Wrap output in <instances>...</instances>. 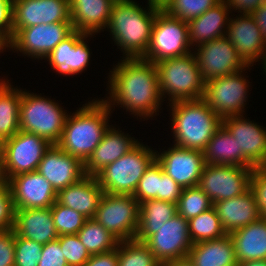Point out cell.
<instances>
[{
  "mask_svg": "<svg viewBox=\"0 0 266 266\" xmlns=\"http://www.w3.org/2000/svg\"><path fill=\"white\" fill-rule=\"evenodd\" d=\"M122 59L109 73L110 96L102 100L110 109L121 105L137 118L139 116L147 120L157 115L163 99L156 65L143 58Z\"/></svg>",
  "mask_w": 266,
  "mask_h": 266,
  "instance_id": "6da1fadb",
  "label": "cell"
},
{
  "mask_svg": "<svg viewBox=\"0 0 266 266\" xmlns=\"http://www.w3.org/2000/svg\"><path fill=\"white\" fill-rule=\"evenodd\" d=\"M148 5V9H143L134 0L113 4L107 28L125 54L124 58H142L148 49L159 9L150 3Z\"/></svg>",
  "mask_w": 266,
  "mask_h": 266,
  "instance_id": "7a4b0ae2",
  "label": "cell"
},
{
  "mask_svg": "<svg viewBox=\"0 0 266 266\" xmlns=\"http://www.w3.org/2000/svg\"><path fill=\"white\" fill-rule=\"evenodd\" d=\"M111 110L101 99L83 104L75 113L68 114L57 145L85 163L110 126Z\"/></svg>",
  "mask_w": 266,
  "mask_h": 266,
  "instance_id": "3957f363",
  "label": "cell"
},
{
  "mask_svg": "<svg viewBox=\"0 0 266 266\" xmlns=\"http://www.w3.org/2000/svg\"><path fill=\"white\" fill-rule=\"evenodd\" d=\"M169 106L172 111L173 145L203 151L221 127L222 119L203 99L177 101Z\"/></svg>",
  "mask_w": 266,
  "mask_h": 266,
  "instance_id": "277c9868",
  "label": "cell"
},
{
  "mask_svg": "<svg viewBox=\"0 0 266 266\" xmlns=\"http://www.w3.org/2000/svg\"><path fill=\"white\" fill-rule=\"evenodd\" d=\"M155 65L162 99L166 98V94L170 103L203 98L205 83L193 52Z\"/></svg>",
  "mask_w": 266,
  "mask_h": 266,
  "instance_id": "5b68a950",
  "label": "cell"
},
{
  "mask_svg": "<svg viewBox=\"0 0 266 266\" xmlns=\"http://www.w3.org/2000/svg\"><path fill=\"white\" fill-rule=\"evenodd\" d=\"M155 159V150L139 142L128 153L107 165L96 178L105 193L133 195L145 170Z\"/></svg>",
  "mask_w": 266,
  "mask_h": 266,
  "instance_id": "8992f818",
  "label": "cell"
},
{
  "mask_svg": "<svg viewBox=\"0 0 266 266\" xmlns=\"http://www.w3.org/2000/svg\"><path fill=\"white\" fill-rule=\"evenodd\" d=\"M20 130L57 144L62 136L68 113L57 102L22 90Z\"/></svg>",
  "mask_w": 266,
  "mask_h": 266,
  "instance_id": "52a82bcc",
  "label": "cell"
},
{
  "mask_svg": "<svg viewBox=\"0 0 266 266\" xmlns=\"http://www.w3.org/2000/svg\"><path fill=\"white\" fill-rule=\"evenodd\" d=\"M190 48L187 22L170 16L159 8L148 49L142 58L155 64L165 59L188 55L192 52Z\"/></svg>",
  "mask_w": 266,
  "mask_h": 266,
  "instance_id": "ba28073f",
  "label": "cell"
},
{
  "mask_svg": "<svg viewBox=\"0 0 266 266\" xmlns=\"http://www.w3.org/2000/svg\"><path fill=\"white\" fill-rule=\"evenodd\" d=\"M52 144L38 135L19 130L4 141V153L0 163V178H10L36 171L45 152Z\"/></svg>",
  "mask_w": 266,
  "mask_h": 266,
  "instance_id": "9c48e42d",
  "label": "cell"
},
{
  "mask_svg": "<svg viewBox=\"0 0 266 266\" xmlns=\"http://www.w3.org/2000/svg\"><path fill=\"white\" fill-rule=\"evenodd\" d=\"M120 242L135 239L140 203L133 195L104 193L93 218Z\"/></svg>",
  "mask_w": 266,
  "mask_h": 266,
  "instance_id": "30bf717a",
  "label": "cell"
},
{
  "mask_svg": "<svg viewBox=\"0 0 266 266\" xmlns=\"http://www.w3.org/2000/svg\"><path fill=\"white\" fill-rule=\"evenodd\" d=\"M221 76L205 83L203 100L221 119L243 115L249 82L243 71Z\"/></svg>",
  "mask_w": 266,
  "mask_h": 266,
  "instance_id": "8fae6325",
  "label": "cell"
},
{
  "mask_svg": "<svg viewBox=\"0 0 266 266\" xmlns=\"http://www.w3.org/2000/svg\"><path fill=\"white\" fill-rule=\"evenodd\" d=\"M74 28L71 22H56L18 29L6 43V48L25 56L44 59Z\"/></svg>",
  "mask_w": 266,
  "mask_h": 266,
  "instance_id": "7c38bea8",
  "label": "cell"
},
{
  "mask_svg": "<svg viewBox=\"0 0 266 266\" xmlns=\"http://www.w3.org/2000/svg\"><path fill=\"white\" fill-rule=\"evenodd\" d=\"M252 171L249 167L206 164L198 186L214 204L246 192L250 188Z\"/></svg>",
  "mask_w": 266,
  "mask_h": 266,
  "instance_id": "4fadbf2b",
  "label": "cell"
},
{
  "mask_svg": "<svg viewBox=\"0 0 266 266\" xmlns=\"http://www.w3.org/2000/svg\"><path fill=\"white\" fill-rule=\"evenodd\" d=\"M222 125L237 144V166L261 167L266 160V128L243 115L222 119Z\"/></svg>",
  "mask_w": 266,
  "mask_h": 266,
  "instance_id": "5bb4252c",
  "label": "cell"
},
{
  "mask_svg": "<svg viewBox=\"0 0 266 266\" xmlns=\"http://www.w3.org/2000/svg\"><path fill=\"white\" fill-rule=\"evenodd\" d=\"M193 52L204 83L248 67L226 36L203 43Z\"/></svg>",
  "mask_w": 266,
  "mask_h": 266,
  "instance_id": "9a60e30c",
  "label": "cell"
},
{
  "mask_svg": "<svg viewBox=\"0 0 266 266\" xmlns=\"http://www.w3.org/2000/svg\"><path fill=\"white\" fill-rule=\"evenodd\" d=\"M144 243L161 265L188 257L193 245L189 235L188 221L183 216L176 214L156 228L155 234L151 235Z\"/></svg>",
  "mask_w": 266,
  "mask_h": 266,
  "instance_id": "2e32d148",
  "label": "cell"
},
{
  "mask_svg": "<svg viewBox=\"0 0 266 266\" xmlns=\"http://www.w3.org/2000/svg\"><path fill=\"white\" fill-rule=\"evenodd\" d=\"M71 22L70 0H13L12 36L18 29Z\"/></svg>",
  "mask_w": 266,
  "mask_h": 266,
  "instance_id": "e0dca14e",
  "label": "cell"
},
{
  "mask_svg": "<svg viewBox=\"0 0 266 266\" xmlns=\"http://www.w3.org/2000/svg\"><path fill=\"white\" fill-rule=\"evenodd\" d=\"M156 151V160L163 171L180 187L197 186L206 165L203 151L172 146L167 151Z\"/></svg>",
  "mask_w": 266,
  "mask_h": 266,
  "instance_id": "ac0fdd59",
  "label": "cell"
},
{
  "mask_svg": "<svg viewBox=\"0 0 266 266\" xmlns=\"http://www.w3.org/2000/svg\"><path fill=\"white\" fill-rule=\"evenodd\" d=\"M15 209L49 208L57 199V192L38 171L22 173L10 178Z\"/></svg>",
  "mask_w": 266,
  "mask_h": 266,
  "instance_id": "d6986e66",
  "label": "cell"
},
{
  "mask_svg": "<svg viewBox=\"0 0 266 266\" xmlns=\"http://www.w3.org/2000/svg\"><path fill=\"white\" fill-rule=\"evenodd\" d=\"M58 192L86 176L84 163L52 144L45 152L37 170Z\"/></svg>",
  "mask_w": 266,
  "mask_h": 266,
  "instance_id": "ffe728a7",
  "label": "cell"
},
{
  "mask_svg": "<svg viewBox=\"0 0 266 266\" xmlns=\"http://www.w3.org/2000/svg\"><path fill=\"white\" fill-rule=\"evenodd\" d=\"M239 16L229 19L226 37L236 48L241 59L253 67L254 62H259V59L265 56L266 43L251 14Z\"/></svg>",
  "mask_w": 266,
  "mask_h": 266,
  "instance_id": "44dd1931",
  "label": "cell"
},
{
  "mask_svg": "<svg viewBox=\"0 0 266 266\" xmlns=\"http://www.w3.org/2000/svg\"><path fill=\"white\" fill-rule=\"evenodd\" d=\"M92 35L74 30L45 58L51 69L61 75H74L84 71L89 64L90 49L84 41Z\"/></svg>",
  "mask_w": 266,
  "mask_h": 266,
  "instance_id": "7402d4cb",
  "label": "cell"
},
{
  "mask_svg": "<svg viewBox=\"0 0 266 266\" xmlns=\"http://www.w3.org/2000/svg\"><path fill=\"white\" fill-rule=\"evenodd\" d=\"M139 143L134 137L116 130L113 126L105 131L101 142L84 163L86 175L96 176L107 165L128 153Z\"/></svg>",
  "mask_w": 266,
  "mask_h": 266,
  "instance_id": "603a6c76",
  "label": "cell"
},
{
  "mask_svg": "<svg viewBox=\"0 0 266 266\" xmlns=\"http://www.w3.org/2000/svg\"><path fill=\"white\" fill-rule=\"evenodd\" d=\"M221 226L227 234L254 223L262 216L251 188L231 199L214 203Z\"/></svg>",
  "mask_w": 266,
  "mask_h": 266,
  "instance_id": "cb8c5ba5",
  "label": "cell"
},
{
  "mask_svg": "<svg viewBox=\"0 0 266 266\" xmlns=\"http://www.w3.org/2000/svg\"><path fill=\"white\" fill-rule=\"evenodd\" d=\"M14 233L41 244L57 240L59 235L49 208L15 209Z\"/></svg>",
  "mask_w": 266,
  "mask_h": 266,
  "instance_id": "d4e9b609",
  "label": "cell"
},
{
  "mask_svg": "<svg viewBox=\"0 0 266 266\" xmlns=\"http://www.w3.org/2000/svg\"><path fill=\"white\" fill-rule=\"evenodd\" d=\"M104 193L96 176L86 175L78 182L59 190L56 201L89 219L94 218Z\"/></svg>",
  "mask_w": 266,
  "mask_h": 266,
  "instance_id": "484cf974",
  "label": "cell"
},
{
  "mask_svg": "<svg viewBox=\"0 0 266 266\" xmlns=\"http://www.w3.org/2000/svg\"><path fill=\"white\" fill-rule=\"evenodd\" d=\"M112 0H70L71 23L84 34L99 33L108 26Z\"/></svg>",
  "mask_w": 266,
  "mask_h": 266,
  "instance_id": "4316f807",
  "label": "cell"
},
{
  "mask_svg": "<svg viewBox=\"0 0 266 266\" xmlns=\"http://www.w3.org/2000/svg\"><path fill=\"white\" fill-rule=\"evenodd\" d=\"M228 11L229 7L226 2L221 0L199 17L190 20L187 23L190 45L193 47L196 45L195 47H197L203 43L226 36L230 19Z\"/></svg>",
  "mask_w": 266,
  "mask_h": 266,
  "instance_id": "83f0119b",
  "label": "cell"
},
{
  "mask_svg": "<svg viewBox=\"0 0 266 266\" xmlns=\"http://www.w3.org/2000/svg\"><path fill=\"white\" fill-rule=\"evenodd\" d=\"M233 240L238 263L266 260V218L234 230L229 234Z\"/></svg>",
  "mask_w": 266,
  "mask_h": 266,
  "instance_id": "f1b7e54d",
  "label": "cell"
},
{
  "mask_svg": "<svg viewBox=\"0 0 266 266\" xmlns=\"http://www.w3.org/2000/svg\"><path fill=\"white\" fill-rule=\"evenodd\" d=\"M188 257L194 266H238L234 243L229 234L220 239L193 244Z\"/></svg>",
  "mask_w": 266,
  "mask_h": 266,
  "instance_id": "f546056e",
  "label": "cell"
},
{
  "mask_svg": "<svg viewBox=\"0 0 266 266\" xmlns=\"http://www.w3.org/2000/svg\"><path fill=\"white\" fill-rule=\"evenodd\" d=\"M177 214V204L157 199L140 203V223L135 239L145 242L155 229Z\"/></svg>",
  "mask_w": 266,
  "mask_h": 266,
  "instance_id": "4dcf8cb0",
  "label": "cell"
},
{
  "mask_svg": "<svg viewBox=\"0 0 266 266\" xmlns=\"http://www.w3.org/2000/svg\"><path fill=\"white\" fill-rule=\"evenodd\" d=\"M22 90L13 88L9 80L0 79V137L7 140L20 130Z\"/></svg>",
  "mask_w": 266,
  "mask_h": 266,
  "instance_id": "1f68e13d",
  "label": "cell"
},
{
  "mask_svg": "<svg viewBox=\"0 0 266 266\" xmlns=\"http://www.w3.org/2000/svg\"><path fill=\"white\" fill-rule=\"evenodd\" d=\"M206 164L237 166V144L234 137L221 125L203 150Z\"/></svg>",
  "mask_w": 266,
  "mask_h": 266,
  "instance_id": "d6a6232c",
  "label": "cell"
},
{
  "mask_svg": "<svg viewBox=\"0 0 266 266\" xmlns=\"http://www.w3.org/2000/svg\"><path fill=\"white\" fill-rule=\"evenodd\" d=\"M77 236L90 255L115 250L120 242L93 218L86 220L83 227L78 231Z\"/></svg>",
  "mask_w": 266,
  "mask_h": 266,
  "instance_id": "836d02e7",
  "label": "cell"
},
{
  "mask_svg": "<svg viewBox=\"0 0 266 266\" xmlns=\"http://www.w3.org/2000/svg\"><path fill=\"white\" fill-rule=\"evenodd\" d=\"M188 226L190 239L193 244L201 241L220 239L227 234L221 226L218 213L214 206L188 220Z\"/></svg>",
  "mask_w": 266,
  "mask_h": 266,
  "instance_id": "e575fe53",
  "label": "cell"
},
{
  "mask_svg": "<svg viewBox=\"0 0 266 266\" xmlns=\"http://www.w3.org/2000/svg\"><path fill=\"white\" fill-rule=\"evenodd\" d=\"M118 266H161L147 245L136 239L118 244Z\"/></svg>",
  "mask_w": 266,
  "mask_h": 266,
  "instance_id": "d590c367",
  "label": "cell"
},
{
  "mask_svg": "<svg viewBox=\"0 0 266 266\" xmlns=\"http://www.w3.org/2000/svg\"><path fill=\"white\" fill-rule=\"evenodd\" d=\"M213 206L211 199L198 185L187 187L182 190L181 197L177 202V214L188 221Z\"/></svg>",
  "mask_w": 266,
  "mask_h": 266,
  "instance_id": "8d00e7d4",
  "label": "cell"
},
{
  "mask_svg": "<svg viewBox=\"0 0 266 266\" xmlns=\"http://www.w3.org/2000/svg\"><path fill=\"white\" fill-rule=\"evenodd\" d=\"M221 0H169L162 8L167 14L189 22L199 17Z\"/></svg>",
  "mask_w": 266,
  "mask_h": 266,
  "instance_id": "74e56055",
  "label": "cell"
},
{
  "mask_svg": "<svg viewBox=\"0 0 266 266\" xmlns=\"http://www.w3.org/2000/svg\"><path fill=\"white\" fill-rule=\"evenodd\" d=\"M51 213L59 236L77 234L88 219L80 212L65 207L57 201L51 207Z\"/></svg>",
  "mask_w": 266,
  "mask_h": 266,
  "instance_id": "f35d334b",
  "label": "cell"
},
{
  "mask_svg": "<svg viewBox=\"0 0 266 266\" xmlns=\"http://www.w3.org/2000/svg\"><path fill=\"white\" fill-rule=\"evenodd\" d=\"M161 180V165L155 159L145 170V173L139 180L133 196L139 203L145 200H159V186Z\"/></svg>",
  "mask_w": 266,
  "mask_h": 266,
  "instance_id": "ab89813d",
  "label": "cell"
},
{
  "mask_svg": "<svg viewBox=\"0 0 266 266\" xmlns=\"http://www.w3.org/2000/svg\"><path fill=\"white\" fill-rule=\"evenodd\" d=\"M14 266H38L43 244L19 237L14 233Z\"/></svg>",
  "mask_w": 266,
  "mask_h": 266,
  "instance_id": "60d3db41",
  "label": "cell"
},
{
  "mask_svg": "<svg viewBox=\"0 0 266 266\" xmlns=\"http://www.w3.org/2000/svg\"><path fill=\"white\" fill-rule=\"evenodd\" d=\"M68 266H83L91 257L77 234L58 237Z\"/></svg>",
  "mask_w": 266,
  "mask_h": 266,
  "instance_id": "b9f144b4",
  "label": "cell"
},
{
  "mask_svg": "<svg viewBox=\"0 0 266 266\" xmlns=\"http://www.w3.org/2000/svg\"><path fill=\"white\" fill-rule=\"evenodd\" d=\"M15 207L7 181L0 179V233L13 229Z\"/></svg>",
  "mask_w": 266,
  "mask_h": 266,
  "instance_id": "7bdbcfd3",
  "label": "cell"
},
{
  "mask_svg": "<svg viewBox=\"0 0 266 266\" xmlns=\"http://www.w3.org/2000/svg\"><path fill=\"white\" fill-rule=\"evenodd\" d=\"M250 188L256 197L257 207L261 216L266 218V172L261 167L253 168Z\"/></svg>",
  "mask_w": 266,
  "mask_h": 266,
  "instance_id": "ee69618b",
  "label": "cell"
},
{
  "mask_svg": "<svg viewBox=\"0 0 266 266\" xmlns=\"http://www.w3.org/2000/svg\"><path fill=\"white\" fill-rule=\"evenodd\" d=\"M38 266H68L58 239L43 245Z\"/></svg>",
  "mask_w": 266,
  "mask_h": 266,
  "instance_id": "f6af8a7d",
  "label": "cell"
},
{
  "mask_svg": "<svg viewBox=\"0 0 266 266\" xmlns=\"http://www.w3.org/2000/svg\"><path fill=\"white\" fill-rule=\"evenodd\" d=\"M13 0H0V39L6 44L12 38Z\"/></svg>",
  "mask_w": 266,
  "mask_h": 266,
  "instance_id": "bcb514c9",
  "label": "cell"
},
{
  "mask_svg": "<svg viewBox=\"0 0 266 266\" xmlns=\"http://www.w3.org/2000/svg\"><path fill=\"white\" fill-rule=\"evenodd\" d=\"M183 188L180 187L170 176H168L161 166V180L159 186V200L177 204L181 197Z\"/></svg>",
  "mask_w": 266,
  "mask_h": 266,
  "instance_id": "7dc6e473",
  "label": "cell"
},
{
  "mask_svg": "<svg viewBox=\"0 0 266 266\" xmlns=\"http://www.w3.org/2000/svg\"><path fill=\"white\" fill-rule=\"evenodd\" d=\"M15 247L13 229L0 233V266H14Z\"/></svg>",
  "mask_w": 266,
  "mask_h": 266,
  "instance_id": "c3c4849f",
  "label": "cell"
},
{
  "mask_svg": "<svg viewBox=\"0 0 266 266\" xmlns=\"http://www.w3.org/2000/svg\"><path fill=\"white\" fill-rule=\"evenodd\" d=\"M83 266H118V246L110 252L91 255Z\"/></svg>",
  "mask_w": 266,
  "mask_h": 266,
  "instance_id": "681fc988",
  "label": "cell"
},
{
  "mask_svg": "<svg viewBox=\"0 0 266 266\" xmlns=\"http://www.w3.org/2000/svg\"><path fill=\"white\" fill-rule=\"evenodd\" d=\"M231 10H238L237 12L242 14H251L259 6H261L266 0H224Z\"/></svg>",
  "mask_w": 266,
  "mask_h": 266,
  "instance_id": "f907efd6",
  "label": "cell"
},
{
  "mask_svg": "<svg viewBox=\"0 0 266 266\" xmlns=\"http://www.w3.org/2000/svg\"><path fill=\"white\" fill-rule=\"evenodd\" d=\"M251 16L255 20L257 26L260 28L262 38L266 43V2L253 11Z\"/></svg>",
  "mask_w": 266,
  "mask_h": 266,
  "instance_id": "816d5d0a",
  "label": "cell"
},
{
  "mask_svg": "<svg viewBox=\"0 0 266 266\" xmlns=\"http://www.w3.org/2000/svg\"><path fill=\"white\" fill-rule=\"evenodd\" d=\"M161 266H194L193 262L189 259V257L180 258L177 260L169 261Z\"/></svg>",
  "mask_w": 266,
  "mask_h": 266,
  "instance_id": "f5cc1de1",
  "label": "cell"
},
{
  "mask_svg": "<svg viewBox=\"0 0 266 266\" xmlns=\"http://www.w3.org/2000/svg\"><path fill=\"white\" fill-rule=\"evenodd\" d=\"M238 266H266V260H253L238 263Z\"/></svg>",
  "mask_w": 266,
  "mask_h": 266,
  "instance_id": "db71d44e",
  "label": "cell"
},
{
  "mask_svg": "<svg viewBox=\"0 0 266 266\" xmlns=\"http://www.w3.org/2000/svg\"><path fill=\"white\" fill-rule=\"evenodd\" d=\"M169 0H148L147 2L158 8H163Z\"/></svg>",
  "mask_w": 266,
  "mask_h": 266,
  "instance_id": "11a10c76",
  "label": "cell"
},
{
  "mask_svg": "<svg viewBox=\"0 0 266 266\" xmlns=\"http://www.w3.org/2000/svg\"><path fill=\"white\" fill-rule=\"evenodd\" d=\"M4 141L1 137H0V163L2 161L3 158V153H4Z\"/></svg>",
  "mask_w": 266,
  "mask_h": 266,
  "instance_id": "9f6ffc18",
  "label": "cell"
},
{
  "mask_svg": "<svg viewBox=\"0 0 266 266\" xmlns=\"http://www.w3.org/2000/svg\"><path fill=\"white\" fill-rule=\"evenodd\" d=\"M6 49V44L0 39V52Z\"/></svg>",
  "mask_w": 266,
  "mask_h": 266,
  "instance_id": "6f0895ef",
  "label": "cell"
},
{
  "mask_svg": "<svg viewBox=\"0 0 266 266\" xmlns=\"http://www.w3.org/2000/svg\"><path fill=\"white\" fill-rule=\"evenodd\" d=\"M261 62H263V63H262V64H263V67H262V68H264V72L266 73V54H265V56L262 58ZM265 75H266V74H265Z\"/></svg>",
  "mask_w": 266,
  "mask_h": 266,
  "instance_id": "680465c9",
  "label": "cell"
},
{
  "mask_svg": "<svg viewBox=\"0 0 266 266\" xmlns=\"http://www.w3.org/2000/svg\"><path fill=\"white\" fill-rule=\"evenodd\" d=\"M261 168L266 172V160H265V162L262 164Z\"/></svg>",
  "mask_w": 266,
  "mask_h": 266,
  "instance_id": "91938a15",
  "label": "cell"
},
{
  "mask_svg": "<svg viewBox=\"0 0 266 266\" xmlns=\"http://www.w3.org/2000/svg\"><path fill=\"white\" fill-rule=\"evenodd\" d=\"M114 3L115 2H124V1H130V0H112Z\"/></svg>",
  "mask_w": 266,
  "mask_h": 266,
  "instance_id": "94428289",
  "label": "cell"
}]
</instances>
